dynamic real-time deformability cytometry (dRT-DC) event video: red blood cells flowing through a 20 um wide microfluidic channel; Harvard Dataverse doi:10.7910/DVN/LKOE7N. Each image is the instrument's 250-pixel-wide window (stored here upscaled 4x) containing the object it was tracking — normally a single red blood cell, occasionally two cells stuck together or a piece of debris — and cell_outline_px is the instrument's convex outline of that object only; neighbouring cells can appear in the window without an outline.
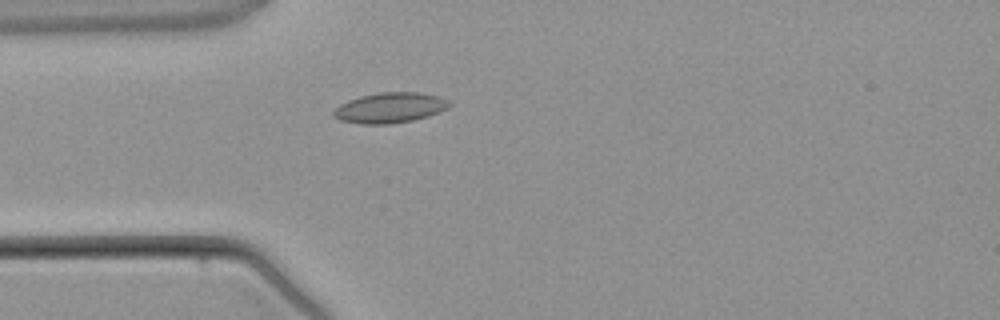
{"species": "common noctule bat (a hibernating species)", "species_latin": "Nyctalus noctula", "temperature_condition": "warm", "stored_images_in_passage": 2, "camera_frame_rate_fps": 3000, "um_per_image_px": 0.085, "animal": {"sex": "male", "body_mass_g": 21.5, "forearm_length_mm": 52.0}, "frame": {"image": 1, "passage_image": 2, "time_ms": 1.333, "image_size_px": [1000, 320], "cell_outline_px": [[452, 104], [448, 108], [428, 116], [412, 120], [388, 124], [360, 124], [340, 120], [332, 116], [332, 112], [340, 104], [348, 100], [360, 96], [380, 92], [420, 92], [440, 96], [448, 100]], "centroid_in_image_um": [33.14, 9.15], "position_along_channel_um": 51.9, "area_um2": 20.58}}